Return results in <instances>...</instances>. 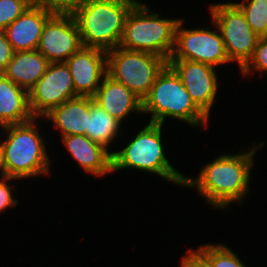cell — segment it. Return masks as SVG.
I'll return each instance as SVG.
<instances>
[{
	"instance_id": "obj_1",
	"label": "cell",
	"mask_w": 267,
	"mask_h": 267,
	"mask_svg": "<svg viewBox=\"0 0 267 267\" xmlns=\"http://www.w3.org/2000/svg\"><path fill=\"white\" fill-rule=\"evenodd\" d=\"M261 146L264 144L259 143L236 155L221 154L207 163L196 179L185 176L184 186L196 188L215 209H225L233 202L241 203L250 190L253 156Z\"/></svg>"
},
{
	"instance_id": "obj_2",
	"label": "cell",
	"mask_w": 267,
	"mask_h": 267,
	"mask_svg": "<svg viewBox=\"0 0 267 267\" xmlns=\"http://www.w3.org/2000/svg\"><path fill=\"white\" fill-rule=\"evenodd\" d=\"M137 0H87L74 14L82 45L108 52L118 47Z\"/></svg>"
},
{
	"instance_id": "obj_3",
	"label": "cell",
	"mask_w": 267,
	"mask_h": 267,
	"mask_svg": "<svg viewBox=\"0 0 267 267\" xmlns=\"http://www.w3.org/2000/svg\"><path fill=\"white\" fill-rule=\"evenodd\" d=\"M38 119L1 127L7 131L6 140L0 142L4 176L24 179L50 172L46 144L35 127Z\"/></svg>"
},
{
	"instance_id": "obj_4",
	"label": "cell",
	"mask_w": 267,
	"mask_h": 267,
	"mask_svg": "<svg viewBox=\"0 0 267 267\" xmlns=\"http://www.w3.org/2000/svg\"><path fill=\"white\" fill-rule=\"evenodd\" d=\"M180 20L161 18L158 13L150 12L147 5L137 2L126 17L119 47L152 53L168 61L174 50Z\"/></svg>"
},
{
	"instance_id": "obj_5",
	"label": "cell",
	"mask_w": 267,
	"mask_h": 267,
	"mask_svg": "<svg viewBox=\"0 0 267 267\" xmlns=\"http://www.w3.org/2000/svg\"><path fill=\"white\" fill-rule=\"evenodd\" d=\"M142 111L152 114L150 122L158 124H164L166 117H172L190 126L202 127L209 119L191 100L181 79L168 64L142 100Z\"/></svg>"
},
{
	"instance_id": "obj_6",
	"label": "cell",
	"mask_w": 267,
	"mask_h": 267,
	"mask_svg": "<svg viewBox=\"0 0 267 267\" xmlns=\"http://www.w3.org/2000/svg\"><path fill=\"white\" fill-rule=\"evenodd\" d=\"M162 126L149 122L124 149L112 152V172L135 168L184 186L185 176L171 166L165 157Z\"/></svg>"
},
{
	"instance_id": "obj_7",
	"label": "cell",
	"mask_w": 267,
	"mask_h": 267,
	"mask_svg": "<svg viewBox=\"0 0 267 267\" xmlns=\"http://www.w3.org/2000/svg\"><path fill=\"white\" fill-rule=\"evenodd\" d=\"M168 61L158 55L116 47L107 52V74L141 100L149 93Z\"/></svg>"
},
{
	"instance_id": "obj_8",
	"label": "cell",
	"mask_w": 267,
	"mask_h": 267,
	"mask_svg": "<svg viewBox=\"0 0 267 267\" xmlns=\"http://www.w3.org/2000/svg\"><path fill=\"white\" fill-rule=\"evenodd\" d=\"M212 23L216 24L230 63L236 61L240 71L253 57L259 37L249 26L242 11L233 3L210 5Z\"/></svg>"
},
{
	"instance_id": "obj_9",
	"label": "cell",
	"mask_w": 267,
	"mask_h": 267,
	"mask_svg": "<svg viewBox=\"0 0 267 267\" xmlns=\"http://www.w3.org/2000/svg\"><path fill=\"white\" fill-rule=\"evenodd\" d=\"M183 19L176 28L175 46L170 59H183L201 62L213 67L229 63L221 33L206 28L186 29L182 27Z\"/></svg>"
},
{
	"instance_id": "obj_10",
	"label": "cell",
	"mask_w": 267,
	"mask_h": 267,
	"mask_svg": "<svg viewBox=\"0 0 267 267\" xmlns=\"http://www.w3.org/2000/svg\"><path fill=\"white\" fill-rule=\"evenodd\" d=\"M29 106L35 118L44 117L53 108L78 96L65 62L49 63L43 77L30 89Z\"/></svg>"
},
{
	"instance_id": "obj_11",
	"label": "cell",
	"mask_w": 267,
	"mask_h": 267,
	"mask_svg": "<svg viewBox=\"0 0 267 267\" xmlns=\"http://www.w3.org/2000/svg\"><path fill=\"white\" fill-rule=\"evenodd\" d=\"M73 15L53 14L44 24L37 50L49 63L66 62L82 47Z\"/></svg>"
},
{
	"instance_id": "obj_12",
	"label": "cell",
	"mask_w": 267,
	"mask_h": 267,
	"mask_svg": "<svg viewBox=\"0 0 267 267\" xmlns=\"http://www.w3.org/2000/svg\"><path fill=\"white\" fill-rule=\"evenodd\" d=\"M194 104L209 118L218 89L215 67L190 60L169 59Z\"/></svg>"
},
{
	"instance_id": "obj_13",
	"label": "cell",
	"mask_w": 267,
	"mask_h": 267,
	"mask_svg": "<svg viewBox=\"0 0 267 267\" xmlns=\"http://www.w3.org/2000/svg\"><path fill=\"white\" fill-rule=\"evenodd\" d=\"M72 75L75 93L93 97L107 74V52L82 46L65 62Z\"/></svg>"
},
{
	"instance_id": "obj_14",
	"label": "cell",
	"mask_w": 267,
	"mask_h": 267,
	"mask_svg": "<svg viewBox=\"0 0 267 267\" xmlns=\"http://www.w3.org/2000/svg\"><path fill=\"white\" fill-rule=\"evenodd\" d=\"M52 15V12L33 2L4 30L13 51L37 50L44 24Z\"/></svg>"
},
{
	"instance_id": "obj_15",
	"label": "cell",
	"mask_w": 267,
	"mask_h": 267,
	"mask_svg": "<svg viewBox=\"0 0 267 267\" xmlns=\"http://www.w3.org/2000/svg\"><path fill=\"white\" fill-rule=\"evenodd\" d=\"M93 99L99 107L120 122L131 112H143L142 100L108 74L104 76Z\"/></svg>"
},
{
	"instance_id": "obj_16",
	"label": "cell",
	"mask_w": 267,
	"mask_h": 267,
	"mask_svg": "<svg viewBox=\"0 0 267 267\" xmlns=\"http://www.w3.org/2000/svg\"><path fill=\"white\" fill-rule=\"evenodd\" d=\"M62 141L86 173L103 176L112 172V152L88 136L69 135L62 137Z\"/></svg>"
},
{
	"instance_id": "obj_17",
	"label": "cell",
	"mask_w": 267,
	"mask_h": 267,
	"mask_svg": "<svg viewBox=\"0 0 267 267\" xmlns=\"http://www.w3.org/2000/svg\"><path fill=\"white\" fill-rule=\"evenodd\" d=\"M60 129L62 137L86 135L90 118V96H76L53 108L44 116Z\"/></svg>"
},
{
	"instance_id": "obj_18",
	"label": "cell",
	"mask_w": 267,
	"mask_h": 267,
	"mask_svg": "<svg viewBox=\"0 0 267 267\" xmlns=\"http://www.w3.org/2000/svg\"><path fill=\"white\" fill-rule=\"evenodd\" d=\"M48 65L49 61L38 50L17 51L2 74L29 92L43 77Z\"/></svg>"
},
{
	"instance_id": "obj_19",
	"label": "cell",
	"mask_w": 267,
	"mask_h": 267,
	"mask_svg": "<svg viewBox=\"0 0 267 267\" xmlns=\"http://www.w3.org/2000/svg\"><path fill=\"white\" fill-rule=\"evenodd\" d=\"M33 118L28 91L0 74V126L20 124Z\"/></svg>"
},
{
	"instance_id": "obj_20",
	"label": "cell",
	"mask_w": 267,
	"mask_h": 267,
	"mask_svg": "<svg viewBox=\"0 0 267 267\" xmlns=\"http://www.w3.org/2000/svg\"><path fill=\"white\" fill-rule=\"evenodd\" d=\"M121 124L120 121L99 107L93 97H90V118L86 136L108 150L111 142L118 137Z\"/></svg>"
},
{
	"instance_id": "obj_21",
	"label": "cell",
	"mask_w": 267,
	"mask_h": 267,
	"mask_svg": "<svg viewBox=\"0 0 267 267\" xmlns=\"http://www.w3.org/2000/svg\"><path fill=\"white\" fill-rule=\"evenodd\" d=\"M259 37H267V0H242L234 3Z\"/></svg>"
},
{
	"instance_id": "obj_22",
	"label": "cell",
	"mask_w": 267,
	"mask_h": 267,
	"mask_svg": "<svg viewBox=\"0 0 267 267\" xmlns=\"http://www.w3.org/2000/svg\"><path fill=\"white\" fill-rule=\"evenodd\" d=\"M211 264V267H246L239 257L224 244H207L197 249Z\"/></svg>"
},
{
	"instance_id": "obj_23",
	"label": "cell",
	"mask_w": 267,
	"mask_h": 267,
	"mask_svg": "<svg viewBox=\"0 0 267 267\" xmlns=\"http://www.w3.org/2000/svg\"><path fill=\"white\" fill-rule=\"evenodd\" d=\"M34 0H0V30L13 23Z\"/></svg>"
},
{
	"instance_id": "obj_24",
	"label": "cell",
	"mask_w": 267,
	"mask_h": 267,
	"mask_svg": "<svg viewBox=\"0 0 267 267\" xmlns=\"http://www.w3.org/2000/svg\"><path fill=\"white\" fill-rule=\"evenodd\" d=\"M87 0H34L53 14L73 15Z\"/></svg>"
},
{
	"instance_id": "obj_25",
	"label": "cell",
	"mask_w": 267,
	"mask_h": 267,
	"mask_svg": "<svg viewBox=\"0 0 267 267\" xmlns=\"http://www.w3.org/2000/svg\"><path fill=\"white\" fill-rule=\"evenodd\" d=\"M251 69L253 71H265L267 73V37L259 39L253 57L241 70V73L247 76L251 72Z\"/></svg>"
},
{
	"instance_id": "obj_26",
	"label": "cell",
	"mask_w": 267,
	"mask_h": 267,
	"mask_svg": "<svg viewBox=\"0 0 267 267\" xmlns=\"http://www.w3.org/2000/svg\"><path fill=\"white\" fill-rule=\"evenodd\" d=\"M16 180V178L4 176L0 180V212L6 208L14 207L18 204V199L12 196V188L15 187L7 184V181Z\"/></svg>"
},
{
	"instance_id": "obj_27",
	"label": "cell",
	"mask_w": 267,
	"mask_h": 267,
	"mask_svg": "<svg viewBox=\"0 0 267 267\" xmlns=\"http://www.w3.org/2000/svg\"><path fill=\"white\" fill-rule=\"evenodd\" d=\"M13 54L14 51L11 44L8 42L5 31L0 30V74L5 71Z\"/></svg>"
},
{
	"instance_id": "obj_28",
	"label": "cell",
	"mask_w": 267,
	"mask_h": 267,
	"mask_svg": "<svg viewBox=\"0 0 267 267\" xmlns=\"http://www.w3.org/2000/svg\"><path fill=\"white\" fill-rule=\"evenodd\" d=\"M187 251L188 254L180 262L181 267H211L210 262L198 250Z\"/></svg>"
},
{
	"instance_id": "obj_29",
	"label": "cell",
	"mask_w": 267,
	"mask_h": 267,
	"mask_svg": "<svg viewBox=\"0 0 267 267\" xmlns=\"http://www.w3.org/2000/svg\"><path fill=\"white\" fill-rule=\"evenodd\" d=\"M0 175L1 177H4V169H3V164H2V151L0 147Z\"/></svg>"
}]
</instances>
